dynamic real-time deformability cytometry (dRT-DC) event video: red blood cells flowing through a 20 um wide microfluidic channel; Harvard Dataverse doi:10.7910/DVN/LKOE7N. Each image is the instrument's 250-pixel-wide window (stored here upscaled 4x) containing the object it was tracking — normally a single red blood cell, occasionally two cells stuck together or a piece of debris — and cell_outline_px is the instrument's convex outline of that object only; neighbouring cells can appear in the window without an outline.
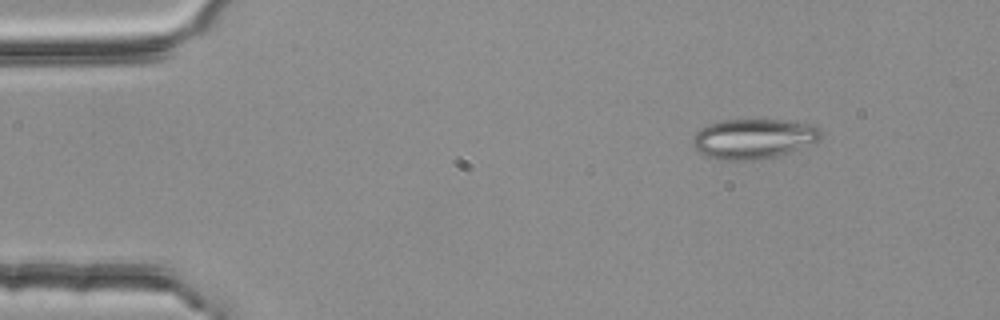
{"species": "common noctule bat (a hibernating species)", "species_latin": "Nyctalus noctula", "temperature_condition": "room temperature", "stored_images_in_passage": 4, "camera_frame_rate_fps": 3000, "um_per_image_px": 0.085, "animal": {"sex": "female", "body_mass_g": 25.1}, "frame": {"image": 1, "passage_image": 2, "time_ms": 0.333, "image_size_px": [1000, 320], "cell_outline_px": [[820, 140], [788, 152], [776, 156], [756, 160], [720, 160], [704, 156], [696, 152], [692, 140], [692, 136], [700, 128], [708, 124], [724, 120], [784, 120], [812, 124], [820, 128]], "centroid_in_image_um": [63.99, 11.79], "position_along_channel_um": 21.0, "area_um2": 29.94}}